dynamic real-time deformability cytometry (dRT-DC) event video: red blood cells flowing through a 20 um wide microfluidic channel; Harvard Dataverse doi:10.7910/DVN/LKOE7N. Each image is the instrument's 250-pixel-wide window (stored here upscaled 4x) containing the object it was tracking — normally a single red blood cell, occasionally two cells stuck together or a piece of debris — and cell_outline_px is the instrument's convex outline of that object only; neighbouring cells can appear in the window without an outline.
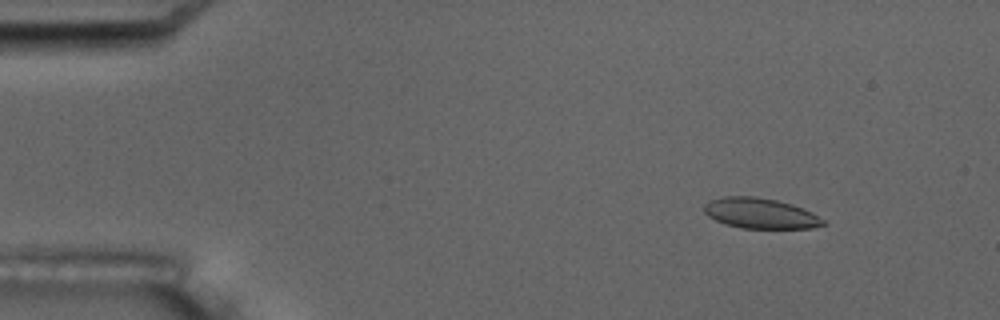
{"species": "common noctule bat (a hibernating species)", "species_latin": "Nyctalus noctula", "temperature_condition": "room temperature", "stored_images_in_passage": 5, "camera_frame_rate_fps": 3000, "um_per_image_px": 0.085, "animal": {"sex": "male", "body_mass_g": 17.5, "forearm_length_mm": 52.3}, "frame": {"image": 1, "passage_image": 2, "time_ms": 1.333, "image_size_px": [1000, 320], "cell_outline_px": [[828, 224], [812, 228], [740, 228], [716, 220], [708, 216], [704, 212], [704, 204], [712, 200], [724, 196], [756, 196], [776, 200], [792, 204], [804, 208], [812, 212], [824, 220]], "centroid_in_image_um": [64.66, 18.13], "position_along_channel_um": 20.3, "area_um2": 21.1}}